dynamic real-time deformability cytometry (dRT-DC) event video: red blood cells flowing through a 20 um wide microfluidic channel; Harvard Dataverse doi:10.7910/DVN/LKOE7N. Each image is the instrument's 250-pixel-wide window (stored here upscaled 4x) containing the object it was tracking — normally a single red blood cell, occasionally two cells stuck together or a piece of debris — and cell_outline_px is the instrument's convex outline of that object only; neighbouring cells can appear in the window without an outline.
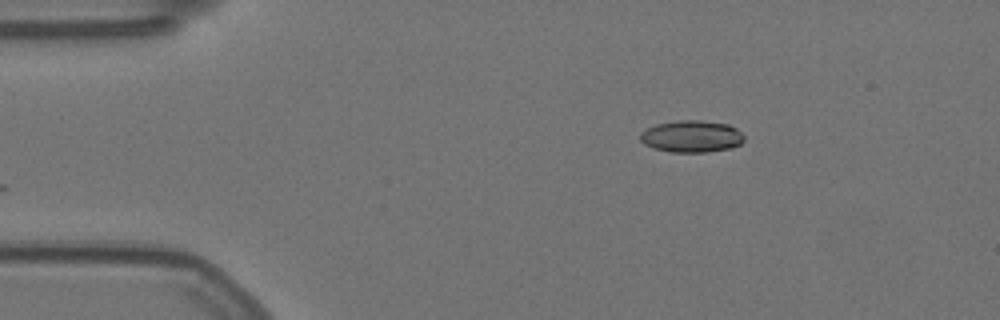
{"species": "Egyptian fruit bat (a non-hibernating species)", "species_latin": "Rousettus aegyptiacus", "temperature_condition": "warm", "stored_images_in_passage": 43, "camera_frame_rate_fps": 3000, "um_per_image_px": 0.085, "animal": {"sex": "female"}, "frame": {"image": 1, "passage_image": 1, "time_ms": 0.0, "image_size_px": [1000, 320], "cell_outline_px": [[744, 140], [740, 144], [732, 148], [704, 152], [672, 152], [656, 148], [644, 144], [640, 140], [640, 132], [656, 124], [676, 120], [700, 120], [728, 124], [736, 128], [744, 136]], "centroid_in_image_um": [58.79, 11.58], "position_along_channel_um": 26.2, "area_um2": 19.31}}
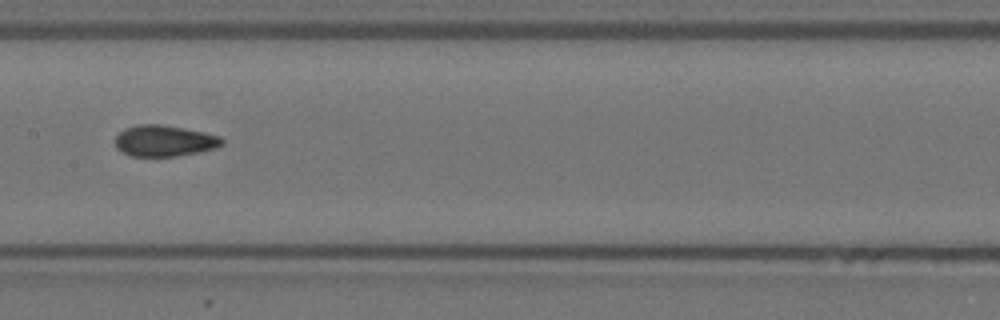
{"frame": {"image": 2, "passage_image": 20, "time_ms": 6.333, "image_size_px": [1000, 320], "cell_outline_px": [[224, 144], [216, 148], [200, 152], [176, 156], [128, 156], [120, 152], [116, 148], [116, 136], [124, 128], [136, 124], [160, 124], [184, 128], [204, 132], [220, 136], [224, 140]], "centroid_in_image_um": [13.96, 11.97], "position_along_channel_um": 193.4, "area_um2": 19.65}}
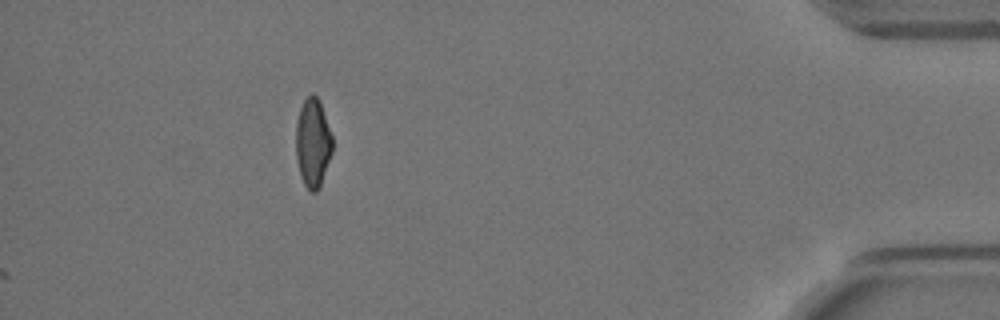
{"frame": {"image": 3, "passage_image": 43, "time_ms": 14.0, "image_size_px": [1000, 320], "cell_outline_px": [[332, 152], [320, 184], [316, 192], [312, 192], [304, 184], [300, 176], [296, 160], [296, 124], [300, 108], [304, 100], [312, 92], [320, 100], [332, 136]], "centroid_in_image_um": [26.58, 12.11], "position_along_channel_um": 408.6, "area_um2": 18.79}, "authors_computed_cell_mechanics": {"area_um2": 19.652, "velocity_mm_per_s": 3.559, "shape_relaxation_time_tau1_ms": 10.7851, "shape_relaxation_time_tau2_ms": 1.5121, "deformation_change_tau1": 0.2437, "deformation_change_tau2": 0.0704}}